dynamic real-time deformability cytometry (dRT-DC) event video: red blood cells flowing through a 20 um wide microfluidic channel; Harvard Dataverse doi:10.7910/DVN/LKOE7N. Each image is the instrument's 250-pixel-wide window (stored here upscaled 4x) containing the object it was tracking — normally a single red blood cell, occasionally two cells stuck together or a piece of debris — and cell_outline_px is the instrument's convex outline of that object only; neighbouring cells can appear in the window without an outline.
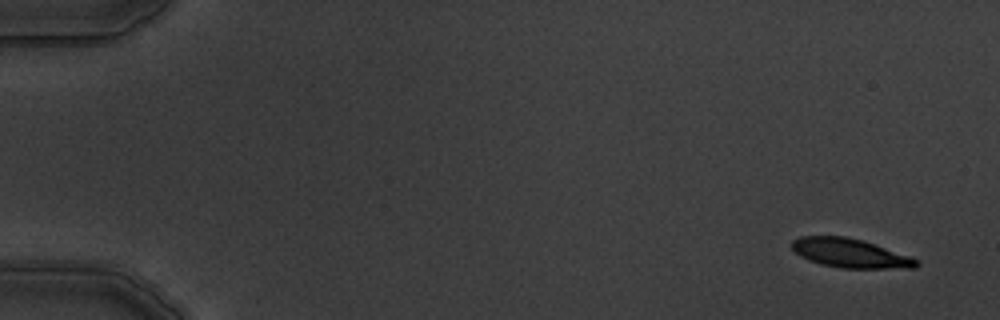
{"species": "common noctule bat (a hibernating species)", "species_latin": "Nyctalus noctula", "temperature_condition": "warm", "stored_images_in_passage": 5, "camera_frame_rate_fps": 3000, "um_per_image_px": 0.085, "animal": {"sex": "male", "body_mass_g": 19.5, "forearm_length_mm": 54.6}, "frame": {"image": 1, "passage_image": 1, "time_ms": 0.0, "image_size_px": [1000, 320], "cell_outline_px": [[920, 264], [916, 268], [840, 268], [820, 264], [808, 260], [800, 256], [792, 248], [792, 240], [800, 236], [844, 236], [864, 240], [920, 260]], "centroid_in_image_um": [72.27, 21.52], "position_along_channel_um": 12.7, "area_um2": 21.15}}
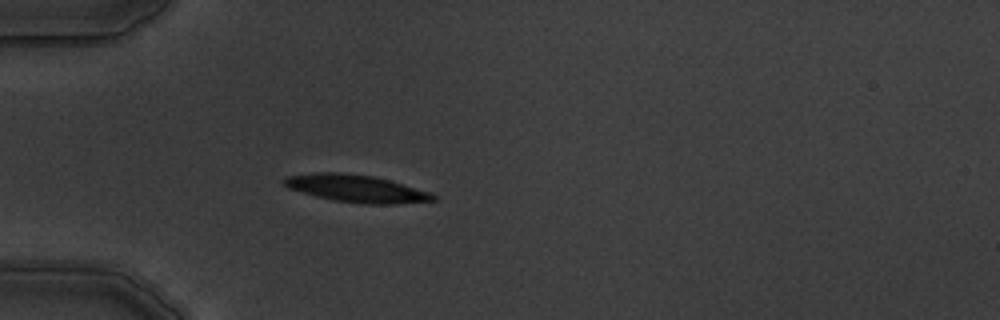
{"frame": {"image": 2, "passage_image": 5, "time_ms": 4.667, "image_size_px": [1000, 320], "cell_outline_px": [[436, 200], [396, 204], [364, 204], [336, 200], [316, 196], [288, 188], [280, 180], [288, 176], [312, 172], [340, 172], [372, 176], [388, 180], [432, 192], [436, 196]], "centroid_in_image_um": [30.28, 16.02], "position_along_channel_um": 54.7, "area_um2": 23.7}}